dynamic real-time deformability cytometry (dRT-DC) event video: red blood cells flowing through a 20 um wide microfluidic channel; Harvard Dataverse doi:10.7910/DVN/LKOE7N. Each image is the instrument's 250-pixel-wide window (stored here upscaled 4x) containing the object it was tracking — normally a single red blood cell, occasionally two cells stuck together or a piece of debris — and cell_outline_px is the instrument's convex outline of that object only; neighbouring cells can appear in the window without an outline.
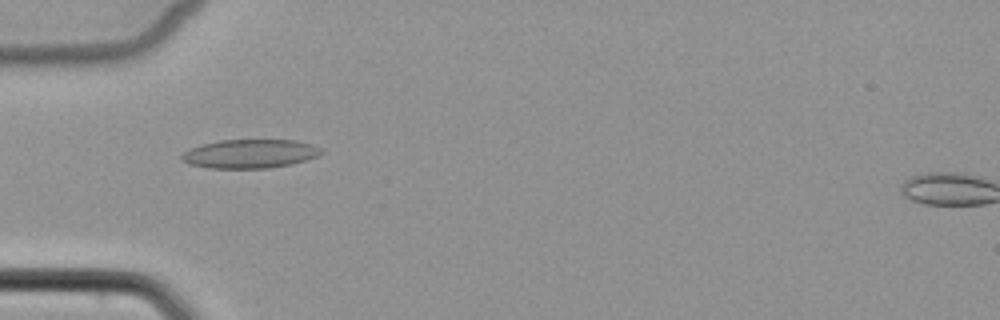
{"species": "common noctule bat (a hibernating species)", "species_latin": "Nyctalus noctula", "temperature_condition": "cold", "stored_images_in_passage": 3, "camera_frame_rate_fps": 3000, "um_per_image_px": 0.085, "animal": {"sex": "female", "body_mass_g": 22.7, "forearm_length_mm": 54.2}, "frame": {"image": 1, "passage_image": 1, "time_ms": 0.0, "image_size_px": [1000, 320], "cell_outline_px": [[324, 152], [316, 156], [292, 164], [268, 168], [208, 168], [188, 164], [180, 160], [180, 156], [184, 152], [200, 144], [220, 140], [296, 140], [312, 144], [320, 148]], "centroid_in_image_um": [21.21, 13.07], "position_along_channel_um": 63.8, "area_um2": 23.47}}
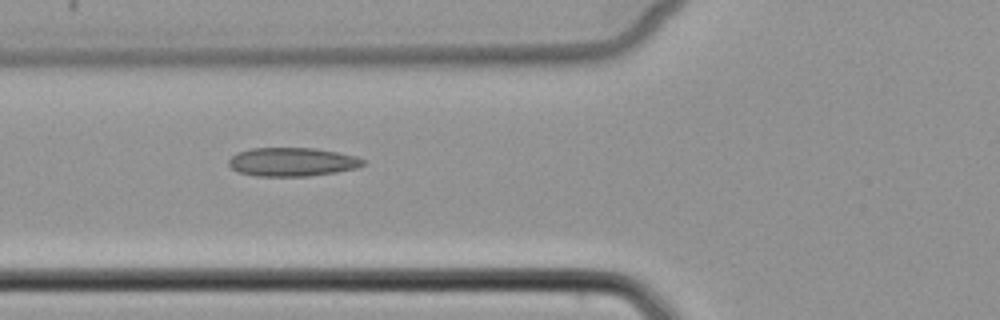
{"frame": {"image": 2, "passage_image": 2, "time_ms": 1.0, "image_size_px": [1000, 320], "cell_outline_px": [[364, 164], [356, 168], [336, 172], [308, 176], [256, 176], [240, 172], [232, 168], [228, 164], [228, 160], [236, 152], [252, 148], [316, 148], [356, 156], [364, 160]], "centroid_in_image_um": [24.82, 13.76], "position_along_channel_um": 101.0, "area_um2": 22.37}}
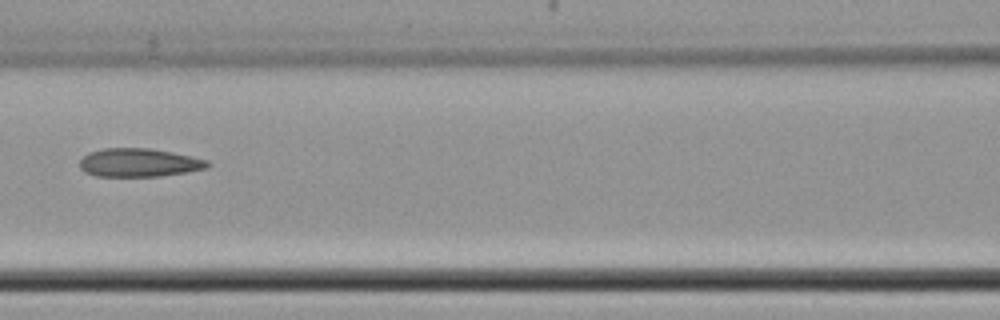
{"frame": {"image": 3, "passage_image": 3, "time_ms": 2.333, "image_size_px": [1000, 320], "cell_outline_px": [[212, 164], [208, 168], [188, 172], [160, 176], [96, 176], [84, 172], [80, 168], [80, 160], [88, 152], [104, 148], [152, 148], [192, 156], [208, 160]], "centroid_in_image_um": [11.84, 13.82], "position_along_channel_um": 154.8, "area_um2": 21.39}}